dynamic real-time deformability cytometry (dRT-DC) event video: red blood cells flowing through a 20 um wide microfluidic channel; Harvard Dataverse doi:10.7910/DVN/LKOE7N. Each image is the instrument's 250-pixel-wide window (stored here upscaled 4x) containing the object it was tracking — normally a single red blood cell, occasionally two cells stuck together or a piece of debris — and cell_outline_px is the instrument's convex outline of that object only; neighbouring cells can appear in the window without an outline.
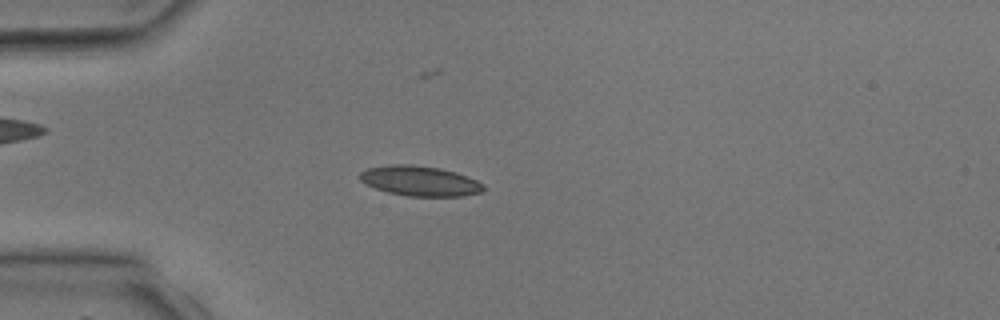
{"species": "common noctule bat (a hibernating species)", "species_latin": "Nyctalus noctula", "temperature_condition": "room temperature", "stored_images_in_passage": 3, "camera_frame_rate_fps": 3000, "um_per_image_px": 0.085, "animal": {"sex": "male", "body_mass_g": 17.9, "forearm_length_mm": 54.2}, "frame": {"image": 1, "passage_image": 3, "time_ms": 2.667, "image_size_px": [1000, 320], "cell_outline_px": [[484, 188], [480, 192], [464, 196], [408, 196], [388, 192], [364, 184], [360, 180], [360, 172], [368, 168], [392, 164], [412, 164], [440, 168], [456, 172], [476, 180], [484, 184]], "centroid_in_image_um": [35.68, 15.37], "position_along_channel_um": 49.3, "area_um2": 21.62}}